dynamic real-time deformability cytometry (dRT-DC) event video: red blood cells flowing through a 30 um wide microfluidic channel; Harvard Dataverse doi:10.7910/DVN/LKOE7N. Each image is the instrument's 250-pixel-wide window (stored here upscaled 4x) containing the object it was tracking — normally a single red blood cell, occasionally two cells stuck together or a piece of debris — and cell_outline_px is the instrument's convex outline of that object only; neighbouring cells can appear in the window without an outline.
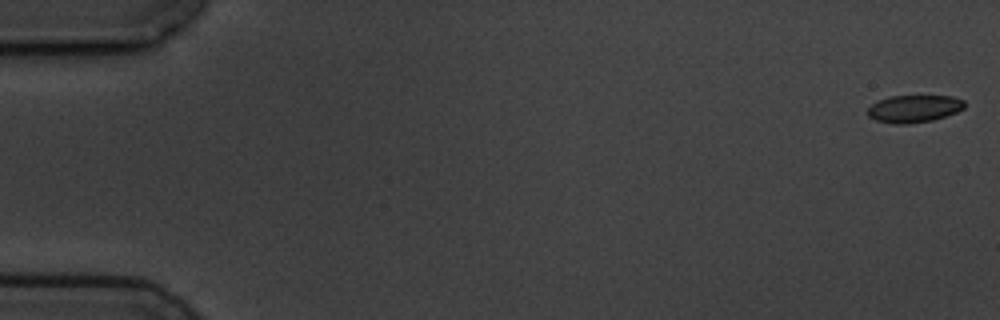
{"species": "common noctule bat (a hibernating species)", "species_latin": "Nyctalus noctula", "temperature_condition": "cold", "stored_images_in_passage": 7, "camera_frame_rate_fps": 3000, "um_per_image_px": 0.085, "animal": {"sex": "male", "body_mass_g": 19.5, "forearm_length_mm": 54.6}, "frame": {"image": 1, "passage_image": 1, "time_ms": 0.0, "image_size_px": [1000, 320], "cell_outline_px": [[964, 108], [956, 112], [932, 120], [908, 124], [896, 124], [876, 120], [868, 116], [868, 108], [872, 104], [888, 96], [952, 96], [964, 100]], "centroid_in_image_um": [77.69, 9.23], "position_along_channel_um": 7.3, "area_um2": 15.32}}
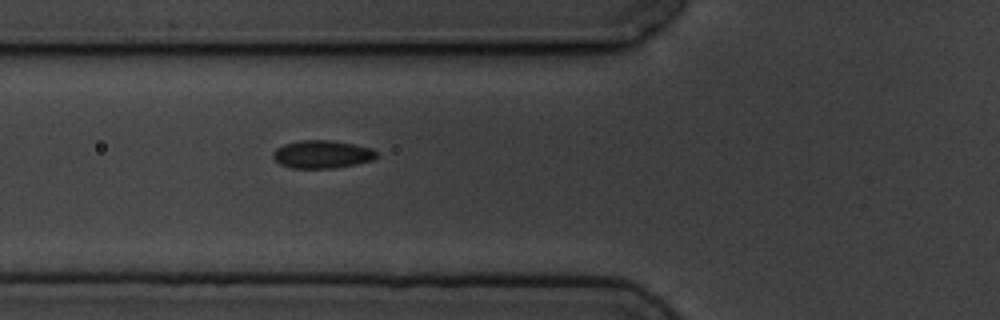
{"frame": {"image": 2, "passage_image": 7, "time_ms": 6.667, "image_size_px": [1000, 320], "cell_outline_px": [[376, 156], [372, 160], [356, 164], [332, 168], [292, 168], [280, 164], [272, 156], [272, 152], [276, 148], [284, 144], [300, 140], [332, 140], [356, 144], [372, 148], [376, 152]], "centroid_in_image_um": [27.36, 13.1], "position_along_channel_um": 98.4, "area_um2": 16.88}}